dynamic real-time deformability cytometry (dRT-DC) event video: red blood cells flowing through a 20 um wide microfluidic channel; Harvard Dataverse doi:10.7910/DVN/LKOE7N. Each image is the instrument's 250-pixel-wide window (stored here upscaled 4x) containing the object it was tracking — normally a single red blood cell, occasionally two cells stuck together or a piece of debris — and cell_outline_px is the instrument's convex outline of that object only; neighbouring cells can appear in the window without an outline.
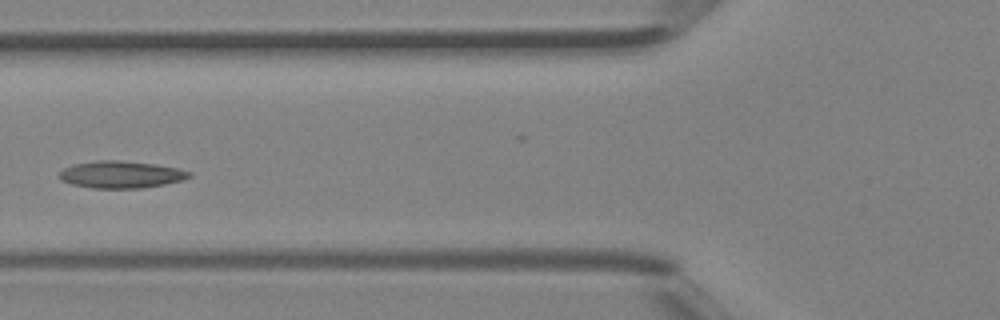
{"species": "Egyptian fruit bat (a non-hibernating species)", "species_latin": "Rousettus aegyptiacus", "temperature_condition": "room temperature", "stored_images_in_passage": 4, "camera_frame_rate_fps": 3000, "um_per_image_px": 0.085, "animal": {"sex": "female"}, "frame": {"image": 1, "passage_image": 4, "time_ms": 1.0, "image_size_px": [1000, 320], "cell_outline_px": [[192, 176], [180, 180], [164, 184], [140, 188], [92, 188], [72, 184], [60, 180], [60, 172], [64, 168], [72, 164], [96, 160], [116, 160], [156, 164], [176, 168], [192, 172]], "centroid_in_image_um": [10.26, 14.83], "position_along_channel_um": 115.5, "area_um2": 20.4}}